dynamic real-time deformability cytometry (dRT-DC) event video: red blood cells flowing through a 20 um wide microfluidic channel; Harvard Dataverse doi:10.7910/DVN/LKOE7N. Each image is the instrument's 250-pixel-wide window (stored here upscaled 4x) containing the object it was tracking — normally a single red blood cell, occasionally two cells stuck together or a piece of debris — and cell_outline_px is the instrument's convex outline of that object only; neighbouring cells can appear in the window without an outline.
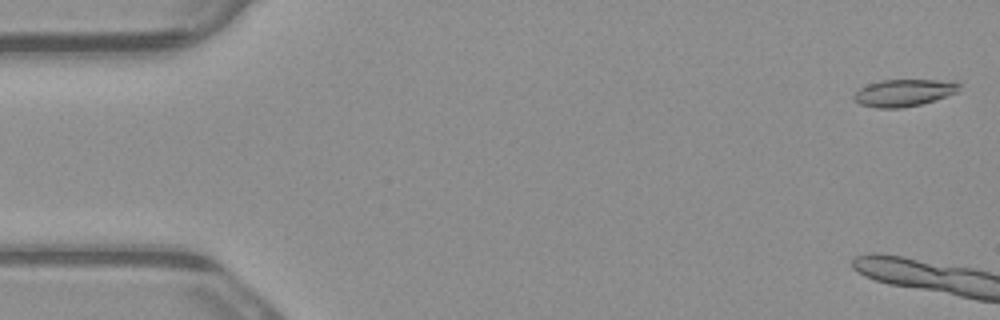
{"species": "common noctule bat (a hibernating species)", "species_latin": "Nyctalus noctula", "temperature_condition": "warm", "stored_images_in_passage": 7, "camera_frame_rate_fps": 3000, "um_per_image_px": 0.085, "animal": {"sex": "male", "body_mass_g": 23.1, "forearm_length_mm": 52.7}, "frame": {"image": 1, "passage_image": 1, "time_ms": 0.0, "image_size_px": [1000, 320], "cell_outline_px": [[960, 84], [956, 92], [920, 104], [900, 108], [876, 108], [860, 104], [852, 100], [852, 96], [860, 88], [868, 84], [880, 80], [952, 80]], "centroid_in_image_um": [76.76, 7.88], "position_along_channel_um": 8.2, "area_um2": 16.47}}